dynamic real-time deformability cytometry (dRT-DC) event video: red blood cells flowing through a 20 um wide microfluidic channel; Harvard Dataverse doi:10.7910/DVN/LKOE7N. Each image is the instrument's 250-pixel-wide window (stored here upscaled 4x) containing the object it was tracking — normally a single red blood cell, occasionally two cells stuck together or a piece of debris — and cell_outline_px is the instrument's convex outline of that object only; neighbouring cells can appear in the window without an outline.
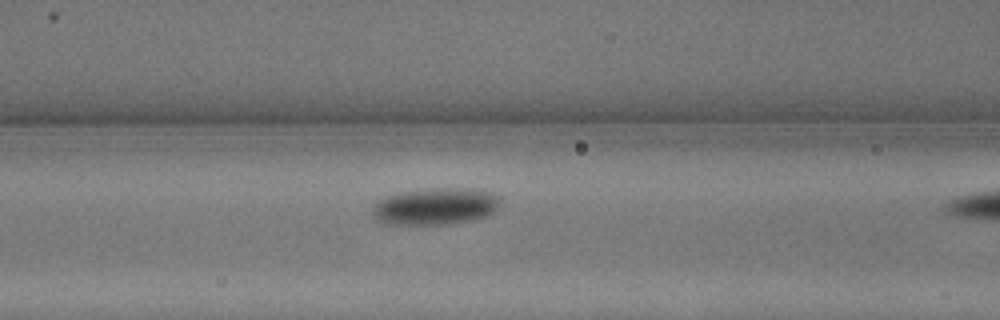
{"species": "common noctule bat (a hibernating species)", "species_latin": "Nyctalus noctula", "temperature_condition": "warm", "stored_images_in_passage": 10, "camera_frame_rate_fps": 3000, "um_per_image_px": 0.085, "animal": {"sex": "male", "body_mass_g": 13.3}, "frame": {"image": 1, "passage_image": 9, "time_ms": 2.667, "image_size_px": [1000, 320], "cell_outline_px": [[500, 204], [488, 216], [472, 220], [448, 224], [384, 224], [376, 220], [372, 212], [376, 204], [380, 200], [388, 196], [400, 192], [432, 188], [472, 188], [492, 192], [500, 196]], "centroid_in_image_um": [37.05, 17.53], "position_along_channel_um": 129.5, "area_um2": 27.51}}